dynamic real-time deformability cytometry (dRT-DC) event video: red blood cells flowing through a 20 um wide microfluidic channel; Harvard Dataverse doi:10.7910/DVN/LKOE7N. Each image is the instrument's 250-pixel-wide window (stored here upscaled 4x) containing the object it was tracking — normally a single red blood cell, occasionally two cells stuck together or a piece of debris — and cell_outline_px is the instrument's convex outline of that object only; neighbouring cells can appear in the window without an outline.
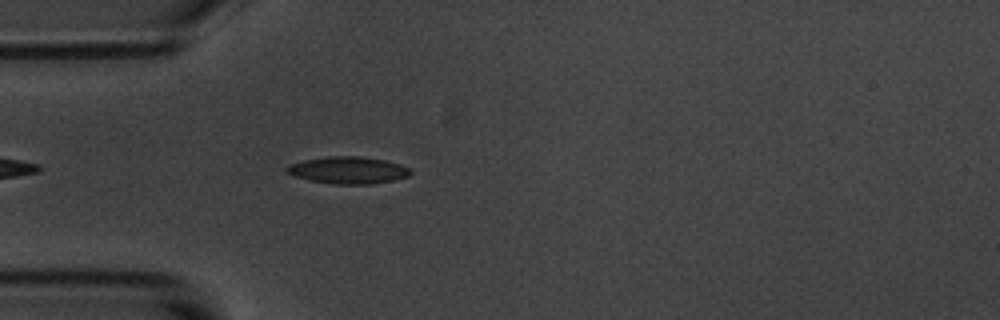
{"species": "common noctule bat (a hibernating species)", "species_latin": "Nyctalus noctula", "temperature_condition": "room temperature", "stored_images_in_passage": 26, "camera_frame_rate_fps": 3000, "um_per_image_px": 0.085, "animal": {"sex": "male", "body_mass_g": 20.1, "forearm_length_mm": 53.5}, "frame": {"image": 1, "passage_image": 2, "time_ms": 0.333, "image_size_px": [1000, 320], "cell_outline_px": [[412, 172], [408, 176], [396, 180], [368, 184], [336, 184], [308, 180], [284, 172], [284, 168], [288, 164], [304, 160], [328, 156], [360, 156], [384, 160], [400, 164], [408, 168]], "centroid_in_image_um": [29.55, 14.46], "position_along_channel_um": 55.4, "area_um2": 19.54}}
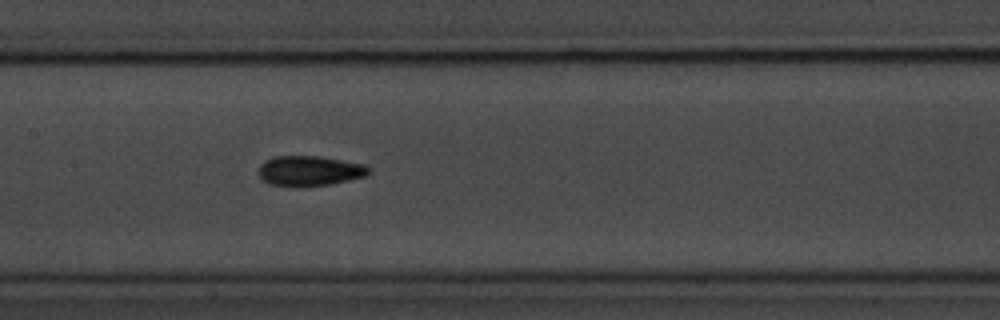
{"frame": {"image": 2, "passage_image": 13, "time_ms": 4.0, "image_size_px": [1000, 320], "cell_outline_px": [[368, 172], [364, 176], [348, 180], [328, 184], [304, 188], [296, 188], [272, 184], [264, 180], [260, 176], [260, 164], [264, 160], [276, 156], [320, 156], [364, 164], [368, 168]], "centroid_in_image_um": [26.28, 14.53], "position_along_channel_um": 181.1, "area_um2": 19.31}}
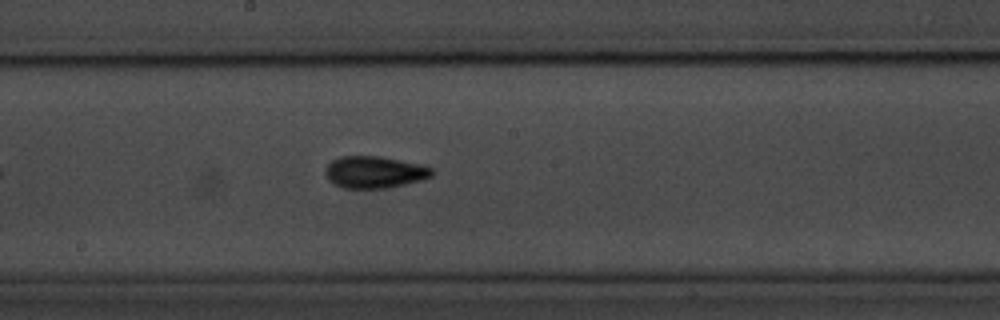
{"frame": {"image": 3, "passage_image": 16, "time_ms": 5.0, "image_size_px": [1000, 320], "cell_outline_px": [[432, 176], [424, 180], [384, 188], [344, 188], [332, 184], [328, 180], [324, 172], [328, 164], [332, 160], [340, 156], [376, 156], [420, 164], [432, 168]], "centroid_in_image_um": [31.79, 14.64], "position_along_channel_um": 216.4, "area_um2": 19.77}}